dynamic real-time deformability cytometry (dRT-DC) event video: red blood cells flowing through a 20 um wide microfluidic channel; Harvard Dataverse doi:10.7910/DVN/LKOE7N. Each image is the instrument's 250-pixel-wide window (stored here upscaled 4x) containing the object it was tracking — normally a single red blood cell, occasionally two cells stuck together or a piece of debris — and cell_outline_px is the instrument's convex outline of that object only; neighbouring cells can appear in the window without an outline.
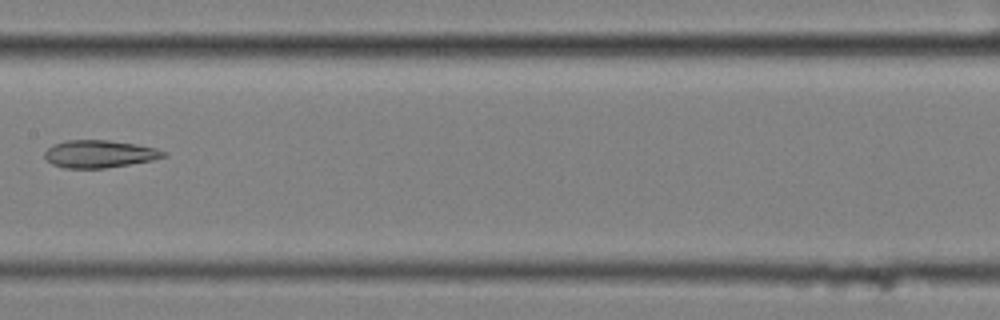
{"species": "common noctule bat (a hibernating species)", "species_latin": "Nyctalus noctula", "temperature_condition": "cold", "stored_images_in_passage": 13, "camera_frame_rate_fps": 3000, "um_per_image_px": 0.085, "animal": {"sex": "female", "body_mass_g": 25.1}, "frame": {"image": 1, "passage_image": 8, "time_ms": 2.333, "image_size_px": [1000, 320], "cell_outline_px": [[168, 156], [152, 160], [104, 168], [64, 168], [52, 164], [44, 156], [44, 152], [52, 144], [68, 140], [108, 140], [136, 144], [156, 148], [168, 152]], "centroid_in_image_um": [8.46, 13.08], "position_along_channel_um": 198.9, "area_um2": 19.07}}
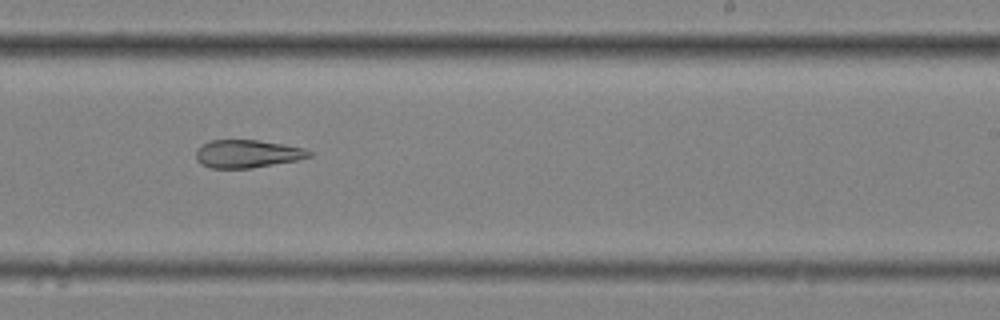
{"frame": {"image": 2, "passage_image": 10, "time_ms": 3.0, "image_size_px": [1000, 320], "cell_outline_px": [[312, 156], [296, 160], [252, 168], [212, 168], [200, 164], [196, 160], [196, 148], [212, 140], [256, 140], [284, 144], [304, 148], [312, 152]], "centroid_in_image_um": [21.01, 13.07], "position_along_channel_um": 268.0, "area_um2": 18.38}}
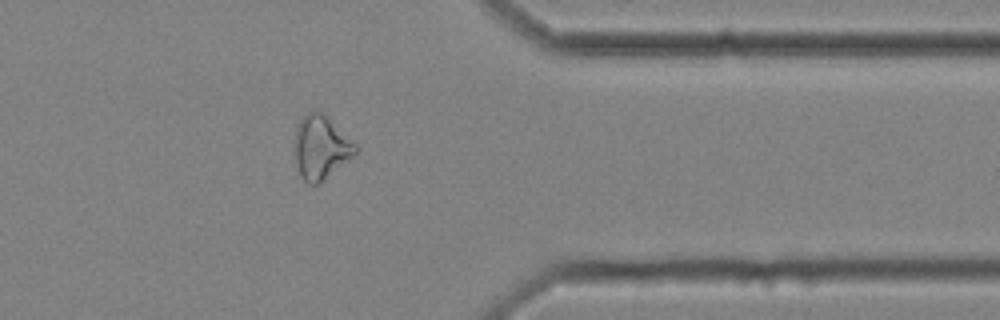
{"frame": {"image": 3, "passage_image": 13, "time_ms": 4.0, "image_size_px": [1000, 320], "cell_outline_px": [[356, 152], [352, 156], [320, 184], [308, 184], [304, 180], [300, 172], [292, 152], [296, 124], [308, 112], [324, 112], [356, 144]], "centroid_in_image_um": [27.23, 12.51], "position_along_channel_um": 384.2, "area_um2": 22.66}}